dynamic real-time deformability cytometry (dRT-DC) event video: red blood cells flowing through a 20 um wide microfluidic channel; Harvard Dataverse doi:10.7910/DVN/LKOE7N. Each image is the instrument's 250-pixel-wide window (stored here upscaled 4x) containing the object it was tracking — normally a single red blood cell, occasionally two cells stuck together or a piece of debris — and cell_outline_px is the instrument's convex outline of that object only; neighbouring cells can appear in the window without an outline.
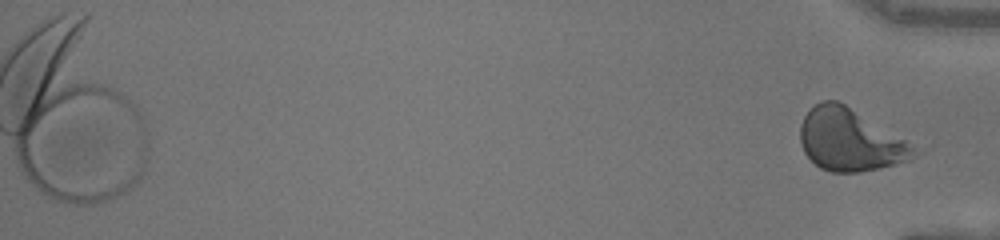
{"species": "human", "species_latin": "Homo sapiens", "temperature_condition": "warm", "stored_images_in_passage": 41, "camera_frame_rate_fps": 3000, "um_per_image_px": 0.085, "donor": {"sex": "female"}, "frame": {"image": 1, "passage_image": 41, "time_ms": 13.333, "image_size_px": [1000, 240], "cell_outline_px": [[912, 148], [904, 160], [880, 168], [860, 172], [832, 172], [820, 168], [804, 152], [800, 144], [800, 124], [804, 116], [816, 104], [824, 100], [836, 100], [844, 104], [904, 140]], "centroid_in_image_um": [72.09, 11.89], "position_along_channel_um": 363.1, "area_um2": 39.54}}